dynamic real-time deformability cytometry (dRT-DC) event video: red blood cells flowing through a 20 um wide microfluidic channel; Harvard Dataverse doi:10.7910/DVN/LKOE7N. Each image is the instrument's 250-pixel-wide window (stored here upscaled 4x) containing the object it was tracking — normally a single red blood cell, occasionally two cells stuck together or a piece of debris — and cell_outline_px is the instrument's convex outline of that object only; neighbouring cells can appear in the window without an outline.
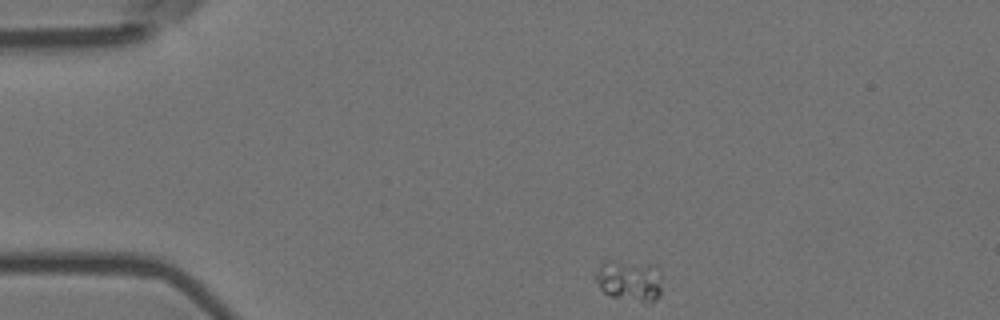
{"species": "Egyptian fruit bat (a non-hibernating species)", "species_latin": "Rousettus aegyptiacus", "temperature_condition": "room temperature", "stored_images_in_passage": 48, "camera_frame_rate_fps": 3000, "um_per_image_px": 0.085, "animal": {"sex": "female"}, "frame": {"image": 1, "passage_image": 1, "time_ms": 0.0, "image_size_px": [1000, 320], "cell_outline_px": [[660, 296], [652, 304], [644, 304], [608, 296], [600, 288], [596, 280], [596, 276], [600, 260], [616, 260], [648, 264], [660, 272]], "centroid_in_image_um": [53.48, 23.88], "position_along_channel_um": 31.5, "area_um2": 16.42}}
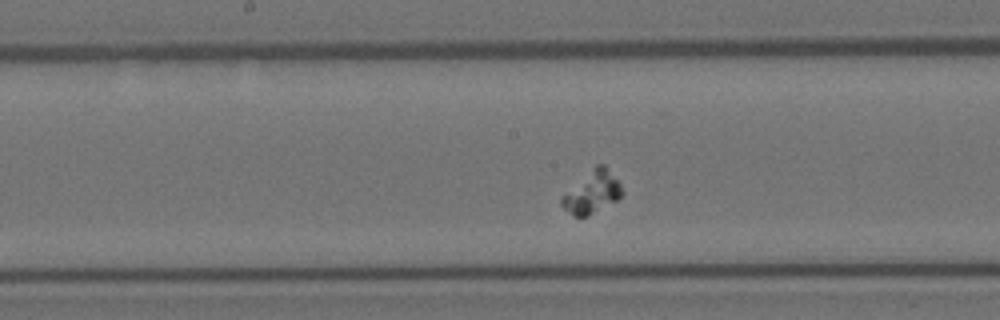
{"frame": {"image": 2, "passage_image": 20, "time_ms": 6.333, "image_size_px": [1000, 320], "cell_outline_px": [[624, 192], [616, 200], [588, 216], [572, 216], [560, 204], [560, 196], [596, 164], [604, 164], [620, 184]], "centroid_in_image_um": [50.29, 16.34], "position_along_channel_um": 197.9, "area_um2": 14.74}}
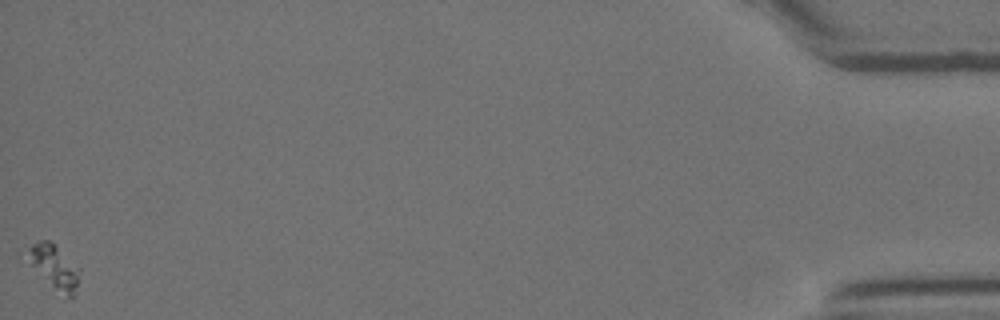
{"frame": {"image": 3, "passage_image": 48, "time_ms": 15.667, "image_size_px": [1000, 320], "cell_outline_px": [[80, 268], [76, 284], [72, 296], [64, 300], [32, 264], [28, 248], [32, 244], [40, 240], [48, 240]], "centroid_in_image_um": [4.66, 22.73], "position_along_channel_um": 430.5, "area_um2": 12.48}}